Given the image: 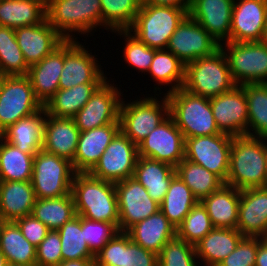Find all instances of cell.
Segmentation results:
<instances>
[{"label": "cell", "mask_w": 267, "mask_h": 266, "mask_svg": "<svg viewBox=\"0 0 267 266\" xmlns=\"http://www.w3.org/2000/svg\"><path fill=\"white\" fill-rule=\"evenodd\" d=\"M225 184L238 190L267 187V138L233 136Z\"/></svg>", "instance_id": "cell-1"}, {"label": "cell", "mask_w": 267, "mask_h": 266, "mask_svg": "<svg viewBox=\"0 0 267 266\" xmlns=\"http://www.w3.org/2000/svg\"><path fill=\"white\" fill-rule=\"evenodd\" d=\"M76 214L89 220L113 223L118 228L119 213L115 183L75 173L71 186Z\"/></svg>", "instance_id": "cell-2"}, {"label": "cell", "mask_w": 267, "mask_h": 266, "mask_svg": "<svg viewBox=\"0 0 267 266\" xmlns=\"http://www.w3.org/2000/svg\"><path fill=\"white\" fill-rule=\"evenodd\" d=\"M169 115L184 139L222 133L216 125L210 99L192 94L183 87L166 94Z\"/></svg>", "instance_id": "cell-3"}, {"label": "cell", "mask_w": 267, "mask_h": 266, "mask_svg": "<svg viewBox=\"0 0 267 266\" xmlns=\"http://www.w3.org/2000/svg\"><path fill=\"white\" fill-rule=\"evenodd\" d=\"M235 86L221 48L212 55L198 58L186 65L183 88L192 94L210 99Z\"/></svg>", "instance_id": "cell-4"}, {"label": "cell", "mask_w": 267, "mask_h": 266, "mask_svg": "<svg viewBox=\"0 0 267 266\" xmlns=\"http://www.w3.org/2000/svg\"><path fill=\"white\" fill-rule=\"evenodd\" d=\"M187 15L186 10L174 6L143 5L128 31L150 48L166 49L169 39Z\"/></svg>", "instance_id": "cell-5"}, {"label": "cell", "mask_w": 267, "mask_h": 266, "mask_svg": "<svg viewBox=\"0 0 267 266\" xmlns=\"http://www.w3.org/2000/svg\"><path fill=\"white\" fill-rule=\"evenodd\" d=\"M146 96L129 103L122 98L119 109L120 131L138 145L169 116V102L165 96ZM126 102V103H125Z\"/></svg>", "instance_id": "cell-6"}, {"label": "cell", "mask_w": 267, "mask_h": 266, "mask_svg": "<svg viewBox=\"0 0 267 266\" xmlns=\"http://www.w3.org/2000/svg\"><path fill=\"white\" fill-rule=\"evenodd\" d=\"M68 159L38 151L34 155L31 183L36 199L59 198L71 193L74 174Z\"/></svg>", "instance_id": "cell-7"}, {"label": "cell", "mask_w": 267, "mask_h": 266, "mask_svg": "<svg viewBox=\"0 0 267 266\" xmlns=\"http://www.w3.org/2000/svg\"><path fill=\"white\" fill-rule=\"evenodd\" d=\"M227 47V48H226ZM236 85L267 83V45L262 41L220 45Z\"/></svg>", "instance_id": "cell-8"}, {"label": "cell", "mask_w": 267, "mask_h": 266, "mask_svg": "<svg viewBox=\"0 0 267 266\" xmlns=\"http://www.w3.org/2000/svg\"><path fill=\"white\" fill-rule=\"evenodd\" d=\"M43 109L27 76H6L0 93V134L18 120Z\"/></svg>", "instance_id": "cell-9"}, {"label": "cell", "mask_w": 267, "mask_h": 266, "mask_svg": "<svg viewBox=\"0 0 267 266\" xmlns=\"http://www.w3.org/2000/svg\"><path fill=\"white\" fill-rule=\"evenodd\" d=\"M232 141L233 136L223 132L210 136L186 138L184 158L201 165L226 182Z\"/></svg>", "instance_id": "cell-10"}, {"label": "cell", "mask_w": 267, "mask_h": 266, "mask_svg": "<svg viewBox=\"0 0 267 266\" xmlns=\"http://www.w3.org/2000/svg\"><path fill=\"white\" fill-rule=\"evenodd\" d=\"M138 157V145L120 131L88 173L95 178L117 183L133 177Z\"/></svg>", "instance_id": "cell-11"}, {"label": "cell", "mask_w": 267, "mask_h": 266, "mask_svg": "<svg viewBox=\"0 0 267 266\" xmlns=\"http://www.w3.org/2000/svg\"><path fill=\"white\" fill-rule=\"evenodd\" d=\"M218 43L198 22L187 15L169 39L166 50L172 52L185 65L214 54Z\"/></svg>", "instance_id": "cell-12"}, {"label": "cell", "mask_w": 267, "mask_h": 266, "mask_svg": "<svg viewBox=\"0 0 267 266\" xmlns=\"http://www.w3.org/2000/svg\"><path fill=\"white\" fill-rule=\"evenodd\" d=\"M109 82L110 80L106 79L74 116L73 119L80 132L119 122L122 92L116 85L114 87V83Z\"/></svg>", "instance_id": "cell-13"}, {"label": "cell", "mask_w": 267, "mask_h": 266, "mask_svg": "<svg viewBox=\"0 0 267 266\" xmlns=\"http://www.w3.org/2000/svg\"><path fill=\"white\" fill-rule=\"evenodd\" d=\"M184 148L183 133L169 115L138 144V154L175 168L184 159Z\"/></svg>", "instance_id": "cell-14"}, {"label": "cell", "mask_w": 267, "mask_h": 266, "mask_svg": "<svg viewBox=\"0 0 267 266\" xmlns=\"http://www.w3.org/2000/svg\"><path fill=\"white\" fill-rule=\"evenodd\" d=\"M76 39L64 41V64L59 89L84 83H103L106 79L101 64L94 55Z\"/></svg>", "instance_id": "cell-15"}, {"label": "cell", "mask_w": 267, "mask_h": 266, "mask_svg": "<svg viewBox=\"0 0 267 266\" xmlns=\"http://www.w3.org/2000/svg\"><path fill=\"white\" fill-rule=\"evenodd\" d=\"M117 194L120 232H126L135 223L140 222L160 210L147 190L133 177L115 183Z\"/></svg>", "instance_id": "cell-16"}, {"label": "cell", "mask_w": 267, "mask_h": 266, "mask_svg": "<svg viewBox=\"0 0 267 266\" xmlns=\"http://www.w3.org/2000/svg\"><path fill=\"white\" fill-rule=\"evenodd\" d=\"M210 104L216 125L221 132L232 136L247 135L248 107L241 85L210 98Z\"/></svg>", "instance_id": "cell-17"}, {"label": "cell", "mask_w": 267, "mask_h": 266, "mask_svg": "<svg viewBox=\"0 0 267 266\" xmlns=\"http://www.w3.org/2000/svg\"><path fill=\"white\" fill-rule=\"evenodd\" d=\"M267 24V0H234L230 41H262Z\"/></svg>", "instance_id": "cell-18"}, {"label": "cell", "mask_w": 267, "mask_h": 266, "mask_svg": "<svg viewBox=\"0 0 267 266\" xmlns=\"http://www.w3.org/2000/svg\"><path fill=\"white\" fill-rule=\"evenodd\" d=\"M95 266H158V255L118 232L96 255Z\"/></svg>", "instance_id": "cell-19"}, {"label": "cell", "mask_w": 267, "mask_h": 266, "mask_svg": "<svg viewBox=\"0 0 267 266\" xmlns=\"http://www.w3.org/2000/svg\"><path fill=\"white\" fill-rule=\"evenodd\" d=\"M14 30L17 44L29 67L40 62L65 41L47 19L40 24Z\"/></svg>", "instance_id": "cell-20"}, {"label": "cell", "mask_w": 267, "mask_h": 266, "mask_svg": "<svg viewBox=\"0 0 267 266\" xmlns=\"http://www.w3.org/2000/svg\"><path fill=\"white\" fill-rule=\"evenodd\" d=\"M234 0H191L188 15L218 43L230 42Z\"/></svg>", "instance_id": "cell-21"}, {"label": "cell", "mask_w": 267, "mask_h": 266, "mask_svg": "<svg viewBox=\"0 0 267 266\" xmlns=\"http://www.w3.org/2000/svg\"><path fill=\"white\" fill-rule=\"evenodd\" d=\"M237 230L243 236L267 238V187L240 190Z\"/></svg>", "instance_id": "cell-22"}, {"label": "cell", "mask_w": 267, "mask_h": 266, "mask_svg": "<svg viewBox=\"0 0 267 266\" xmlns=\"http://www.w3.org/2000/svg\"><path fill=\"white\" fill-rule=\"evenodd\" d=\"M119 132L120 122L80 132L75 157L71 162L74 171L88 173Z\"/></svg>", "instance_id": "cell-23"}, {"label": "cell", "mask_w": 267, "mask_h": 266, "mask_svg": "<svg viewBox=\"0 0 267 266\" xmlns=\"http://www.w3.org/2000/svg\"><path fill=\"white\" fill-rule=\"evenodd\" d=\"M79 134L74 119L58 118L45 113L42 150L72 162Z\"/></svg>", "instance_id": "cell-24"}, {"label": "cell", "mask_w": 267, "mask_h": 266, "mask_svg": "<svg viewBox=\"0 0 267 266\" xmlns=\"http://www.w3.org/2000/svg\"><path fill=\"white\" fill-rule=\"evenodd\" d=\"M64 64V42L40 62L29 67L30 80L36 98L44 106L59 90Z\"/></svg>", "instance_id": "cell-25"}, {"label": "cell", "mask_w": 267, "mask_h": 266, "mask_svg": "<svg viewBox=\"0 0 267 266\" xmlns=\"http://www.w3.org/2000/svg\"><path fill=\"white\" fill-rule=\"evenodd\" d=\"M126 233L133 242L158 255L164 245L176 237V227L159 210L150 217L135 223Z\"/></svg>", "instance_id": "cell-26"}, {"label": "cell", "mask_w": 267, "mask_h": 266, "mask_svg": "<svg viewBox=\"0 0 267 266\" xmlns=\"http://www.w3.org/2000/svg\"><path fill=\"white\" fill-rule=\"evenodd\" d=\"M36 197L31 181H0V219L15 222L32 213Z\"/></svg>", "instance_id": "cell-27"}, {"label": "cell", "mask_w": 267, "mask_h": 266, "mask_svg": "<svg viewBox=\"0 0 267 266\" xmlns=\"http://www.w3.org/2000/svg\"><path fill=\"white\" fill-rule=\"evenodd\" d=\"M175 175V168L167 163L138 157L133 178L142 184L149 196L160 205Z\"/></svg>", "instance_id": "cell-28"}, {"label": "cell", "mask_w": 267, "mask_h": 266, "mask_svg": "<svg viewBox=\"0 0 267 266\" xmlns=\"http://www.w3.org/2000/svg\"><path fill=\"white\" fill-rule=\"evenodd\" d=\"M200 202L206 208L214 228L237 229L240 190L224 184Z\"/></svg>", "instance_id": "cell-29"}, {"label": "cell", "mask_w": 267, "mask_h": 266, "mask_svg": "<svg viewBox=\"0 0 267 266\" xmlns=\"http://www.w3.org/2000/svg\"><path fill=\"white\" fill-rule=\"evenodd\" d=\"M244 236L233 228H213L195 245L197 258L204 266H217L230 255Z\"/></svg>", "instance_id": "cell-30"}, {"label": "cell", "mask_w": 267, "mask_h": 266, "mask_svg": "<svg viewBox=\"0 0 267 266\" xmlns=\"http://www.w3.org/2000/svg\"><path fill=\"white\" fill-rule=\"evenodd\" d=\"M45 113L43 108L37 113L18 120L5 129L0 136L20 151L36 154L42 150Z\"/></svg>", "instance_id": "cell-31"}, {"label": "cell", "mask_w": 267, "mask_h": 266, "mask_svg": "<svg viewBox=\"0 0 267 266\" xmlns=\"http://www.w3.org/2000/svg\"><path fill=\"white\" fill-rule=\"evenodd\" d=\"M46 19V0H0V26L13 29Z\"/></svg>", "instance_id": "cell-32"}, {"label": "cell", "mask_w": 267, "mask_h": 266, "mask_svg": "<svg viewBox=\"0 0 267 266\" xmlns=\"http://www.w3.org/2000/svg\"><path fill=\"white\" fill-rule=\"evenodd\" d=\"M0 250L9 264L22 266L36 264V246L23 236L16 222H0Z\"/></svg>", "instance_id": "cell-33"}, {"label": "cell", "mask_w": 267, "mask_h": 266, "mask_svg": "<svg viewBox=\"0 0 267 266\" xmlns=\"http://www.w3.org/2000/svg\"><path fill=\"white\" fill-rule=\"evenodd\" d=\"M102 83H84L59 89L43 106L46 114L58 118H74Z\"/></svg>", "instance_id": "cell-34"}, {"label": "cell", "mask_w": 267, "mask_h": 266, "mask_svg": "<svg viewBox=\"0 0 267 266\" xmlns=\"http://www.w3.org/2000/svg\"><path fill=\"white\" fill-rule=\"evenodd\" d=\"M46 19L65 40L77 39L73 36L81 34L80 0H46Z\"/></svg>", "instance_id": "cell-35"}, {"label": "cell", "mask_w": 267, "mask_h": 266, "mask_svg": "<svg viewBox=\"0 0 267 266\" xmlns=\"http://www.w3.org/2000/svg\"><path fill=\"white\" fill-rule=\"evenodd\" d=\"M186 65L177 58L172 52L166 49H158L153 57L151 67L148 71L153 81L158 82L154 86V93L159 90V85L170 86L169 90L163 95L176 91L183 87L185 82ZM170 84V85H169Z\"/></svg>", "instance_id": "cell-36"}, {"label": "cell", "mask_w": 267, "mask_h": 266, "mask_svg": "<svg viewBox=\"0 0 267 266\" xmlns=\"http://www.w3.org/2000/svg\"><path fill=\"white\" fill-rule=\"evenodd\" d=\"M34 155L20 151L0 136V181H31Z\"/></svg>", "instance_id": "cell-37"}, {"label": "cell", "mask_w": 267, "mask_h": 266, "mask_svg": "<svg viewBox=\"0 0 267 266\" xmlns=\"http://www.w3.org/2000/svg\"><path fill=\"white\" fill-rule=\"evenodd\" d=\"M191 189L175 175L170 182L160 210L168 221L176 228L182 223L186 215L198 203Z\"/></svg>", "instance_id": "cell-38"}, {"label": "cell", "mask_w": 267, "mask_h": 266, "mask_svg": "<svg viewBox=\"0 0 267 266\" xmlns=\"http://www.w3.org/2000/svg\"><path fill=\"white\" fill-rule=\"evenodd\" d=\"M176 175L191 189L201 201L220 189L225 182L213 172L185 158L175 167Z\"/></svg>", "instance_id": "cell-39"}, {"label": "cell", "mask_w": 267, "mask_h": 266, "mask_svg": "<svg viewBox=\"0 0 267 266\" xmlns=\"http://www.w3.org/2000/svg\"><path fill=\"white\" fill-rule=\"evenodd\" d=\"M31 214L49 230H58L77 216L71 193L59 198L36 199Z\"/></svg>", "instance_id": "cell-40"}, {"label": "cell", "mask_w": 267, "mask_h": 266, "mask_svg": "<svg viewBox=\"0 0 267 266\" xmlns=\"http://www.w3.org/2000/svg\"><path fill=\"white\" fill-rule=\"evenodd\" d=\"M241 86L245 91L248 107L247 135L267 138V83H248Z\"/></svg>", "instance_id": "cell-41"}, {"label": "cell", "mask_w": 267, "mask_h": 266, "mask_svg": "<svg viewBox=\"0 0 267 266\" xmlns=\"http://www.w3.org/2000/svg\"><path fill=\"white\" fill-rule=\"evenodd\" d=\"M61 238L63 261L95 259L87 242L84 240V217L75 216L57 230Z\"/></svg>", "instance_id": "cell-42"}, {"label": "cell", "mask_w": 267, "mask_h": 266, "mask_svg": "<svg viewBox=\"0 0 267 266\" xmlns=\"http://www.w3.org/2000/svg\"><path fill=\"white\" fill-rule=\"evenodd\" d=\"M102 27L105 30H128L133 24L142 0H100Z\"/></svg>", "instance_id": "cell-43"}, {"label": "cell", "mask_w": 267, "mask_h": 266, "mask_svg": "<svg viewBox=\"0 0 267 266\" xmlns=\"http://www.w3.org/2000/svg\"><path fill=\"white\" fill-rule=\"evenodd\" d=\"M29 70L17 44L15 30L0 26V72L6 76H26Z\"/></svg>", "instance_id": "cell-44"}, {"label": "cell", "mask_w": 267, "mask_h": 266, "mask_svg": "<svg viewBox=\"0 0 267 266\" xmlns=\"http://www.w3.org/2000/svg\"><path fill=\"white\" fill-rule=\"evenodd\" d=\"M213 228L206 208L199 201L176 228V236L195 246Z\"/></svg>", "instance_id": "cell-45"}, {"label": "cell", "mask_w": 267, "mask_h": 266, "mask_svg": "<svg viewBox=\"0 0 267 266\" xmlns=\"http://www.w3.org/2000/svg\"><path fill=\"white\" fill-rule=\"evenodd\" d=\"M113 32H117L116 35L118 34L125 39V48L122 52L124 61L129 64L128 66L135 67L139 72H144V74L147 72L148 74L154 54L158 49L148 47L128 30H116Z\"/></svg>", "instance_id": "cell-46"}, {"label": "cell", "mask_w": 267, "mask_h": 266, "mask_svg": "<svg viewBox=\"0 0 267 266\" xmlns=\"http://www.w3.org/2000/svg\"><path fill=\"white\" fill-rule=\"evenodd\" d=\"M198 263L195 246L177 236L169 240L158 254V266H199Z\"/></svg>", "instance_id": "cell-47"}, {"label": "cell", "mask_w": 267, "mask_h": 266, "mask_svg": "<svg viewBox=\"0 0 267 266\" xmlns=\"http://www.w3.org/2000/svg\"><path fill=\"white\" fill-rule=\"evenodd\" d=\"M119 229L104 221L84 218V240L90 251L96 255L117 233Z\"/></svg>", "instance_id": "cell-48"}, {"label": "cell", "mask_w": 267, "mask_h": 266, "mask_svg": "<svg viewBox=\"0 0 267 266\" xmlns=\"http://www.w3.org/2000/svg\"><path fill=\"white\" fill-rule=\"evenodd\" d=\"M263 239L244 236L235 250L217 266H255L258 245Z\"/></svg>", "instance_id": "cell-49"}, {"label": "cell", "mask_w": 267, "mask_h": 266, "mask_svg": "<svg viewBox=\"0 0 267 266\" xmlns=\"http://www.w3.org/2000/svg\"><path fill=\"white\" fill-rule=\"evenodd\" d=\"M62 261L59 232L50 230L43 241L36 247V264L38 266H57Z\"/></svg>", "instance_id": "cell-50"}, {"label": "cell", "mask_w": 267, "mask_h": 266, "mask_svg": "<svg viewBox=\"0 0 267 266\" xmlns=\"http://www.w3.org/2000/svg\"><path fill=\"white\" fill-rule=\"evenodd\" d=\"M81 6V34L96 31L102 26V10L100 0H80ZM95 28V29H94Z\"/></svg>", "instance_id": "cell-51"}, {"label": "cell", "mask_w": 267, "mask_h": 266, "mask_svg": "<svg viewBox=\"0 0 267 266\" xmlns=\"http://www.w3.org/2000/svg\"><path fill=\"white\" fill-rule=\"evenodd\" d=\"M16 224L22 231L23 236L34 246H38L50 231L49 228L35 218L32 214L19 218Z\"/></svg>", "instance_id": "cell-52"}, {"label": "cell", "mask_w": 267, "mask_h": 266, "mask_svg": "<svg viewBox=\"0 0 267 266\" xmlns=\"http://www.w3.org/2000/svg\"><path fill=\"white\" fill-rule=\"evenodd\" d=\"M142 5L174 6L188 12L190 10L191 0H142Z\"/></svg>", "instance_id": "cell-53"}, {"label": "cell", "mask_w": 267, "mask_h": 266, "mask_svg": "<svg viewBox=\"0 0 267 266\" xmlns=\"http://www.w3.org/2000/svg\"><path fill=\"white\" fill-rule=\"evenodd\" d=\"M255 266H267V238L258 245Z\"/></svg>", "instance_id": "cell-54"}, {"label": "cell", "mask_w": 267, "mask_h": 266, "mask_svg": "<svg viewBox=\"0 0 267 266\" xmlns=\"http://www.w3.org/2000/svg\"><path fill=\"white\" fill-rule=\"evenodd\" d=\"M95 259L67 260L60 262L57 266H95Z\"/></svg>", "instance_id": "cell-55"}, {"label": "cell", "mask_w": 267, "mask_h": 266, "mask_svg": "<svg viewBox=\"0 0 267 266\" xmlns=\"http://www.w3.org/2000/svg\"><path fill=\"white\" fill-rule=\"evenodd\" d=\"M9 263L5 257V255L0 250V266H7Z\"/></svg>", "instance_id": "cell-56"}, {"label": "cell", "mask_w": 267, "mask_h": 266, "mask_svg": "<svg viewBox=\"0 0 267 266\" xmlns=\"http://www.w3.org/2000/svg\"><path fill=\"white\" fill-rule=\"evenodd\" d=\"M5 77H6V75H3V74L0 72V93H1L2 86H3V84H4Z\"/></svg>", "instance_id": "cell-57"}, {"label": "cell", "mask_w": 267, "mask_h": 266, "mask_svg": "<svg viewBox=\"0 0 267 266\" xmlns=\"http://www.w3.org/2000/svg\"><path fill=\"white\" fill-rule=\"evenodd\" d=\"M262 42L267 45V24H266V27H265V31H264V35H263V38H262Z\"/></svg>", "instance_id": "cell-58"}, {"label": "cell", "mask_w": 267, "mask_h": 266, "mask_svg": "<svg viewBox=\"0 0 267 266\" xmlns=\"http://www.w3.org/2000/svg\"><path fill=\"white\" fill-rule=\"evenodd\" d=\"M7 266H22V265H13V264H8ZM30 266H38L37 264L35 265H30Z\"/></svg>", "instance_id": "cell-59"}]
</instances>
